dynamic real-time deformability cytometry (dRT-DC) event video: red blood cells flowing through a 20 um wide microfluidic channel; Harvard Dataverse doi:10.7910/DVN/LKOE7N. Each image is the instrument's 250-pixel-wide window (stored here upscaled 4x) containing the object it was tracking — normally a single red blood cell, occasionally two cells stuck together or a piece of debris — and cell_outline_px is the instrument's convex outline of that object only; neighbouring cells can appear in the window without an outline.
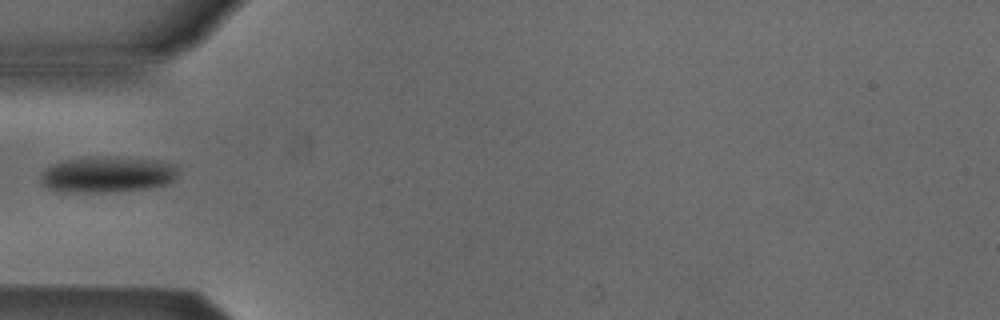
{"species": "Egyptian fruit bat (a non-hibernating species)", "species_latin": "Rousettus aegyptiacus", "temperature_condition": "cold", "stored_images_in_passage": 31, "camera_frame_rate_fps": 3000, "um_per_image_px": 0.085, "animal": {"sex": "male"}, "frame": {"image": 1, "passage_image": 1, "time_ms": 0.0, "image_size_px": [1000, 320], "cell_outline_px": [[176, 176], [172, 180], [164, 184], [148, 188], [108, 192], [56, 192], [48, 188], [40, 180], [40, 176], [52, 164], [68, 160], [88, 156], [116, 156], [156, 160], [176, 164]], "centroid_in_image_um": [9.1, 14.82], "position_along_channel_um": 75.9, "area_um2": 28.9}}
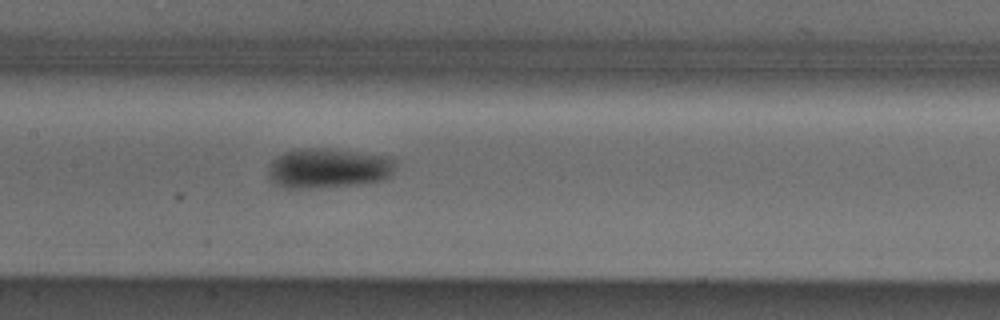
{"frame": {"image": 2, "passage_image": 9, "time_ms": 2.667, "image_size_px": [1000, 320], "cell_outline_px": [[396, 160], [392, 176], [384, 180], [360, 184], [300, 188], [284, 188], [276, 184], [268, 176], [268, 172], [272, 160], [276, 156], [292, 148], [328, 148], [392, 156]], "centroid_in_image_um": [27.93, 14.27], "position_along_channel_um": 179.5, "area_um2": 29.94}}
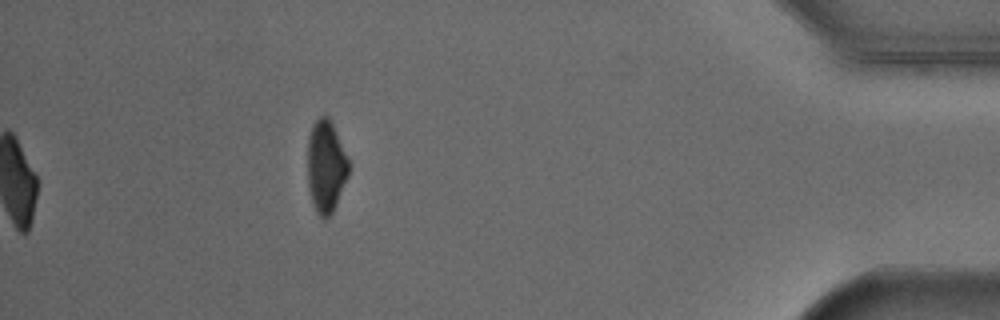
{"frame": {"image": 3, "passage_image": 31, "time_ms": 10.0, "image_size_px": [1000, 320], "cell_outline_px": [[348, 176], [336, 204], [332, 212], [324, 220], [316, 212], [312, 204], [308, 188], [308, 136], [312, 124], [320, 116], [328, 116], [332, 124], [348, 160]], "centroid_in_image_um": [27.67, 14.17], "position_along_channel_um": 407.5, "area_um2": 21.85}}